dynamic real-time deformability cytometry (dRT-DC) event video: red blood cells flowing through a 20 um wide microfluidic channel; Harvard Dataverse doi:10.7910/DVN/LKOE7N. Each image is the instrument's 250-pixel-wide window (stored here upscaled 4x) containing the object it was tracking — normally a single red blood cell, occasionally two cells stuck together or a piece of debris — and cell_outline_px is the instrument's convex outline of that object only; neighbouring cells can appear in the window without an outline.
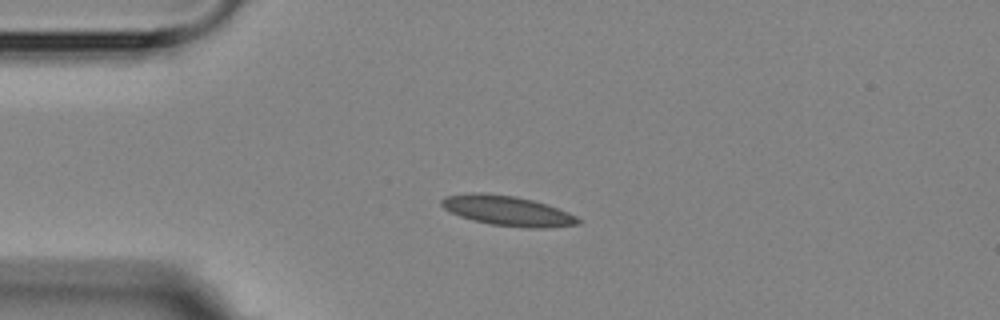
{"species": "Egyptian fruit bat (a non-hibernating species)", "species_latin": "Rousettus aegyptiacus", "temperature_condition": "room temperature", "stored_images_in_passage": 6, "camera_frame_rate_fps": 3000, "um_per_image_px": 0.085, "animal": {"sex": "female"}, "frame": {"image": 1, "passage_image": 3, "time_ms": 2.333, "image_size_px": [1000, 320], "cell_outline_px": [[580, 224], [552, 228], [528, 228], [492, 224], [472, 220], [460, 216], [444, 208], [440, 204], [440, 200], [444, 196], [476, 192], [480, 192], [512, 196], [532, 200], [548, 204], [568, 212], [576, 216], [580, 220]], "centroid_in_image_um": [43.16, 17.92], "position_along_channel_um": 41.8, "area_um2": 23.81}}
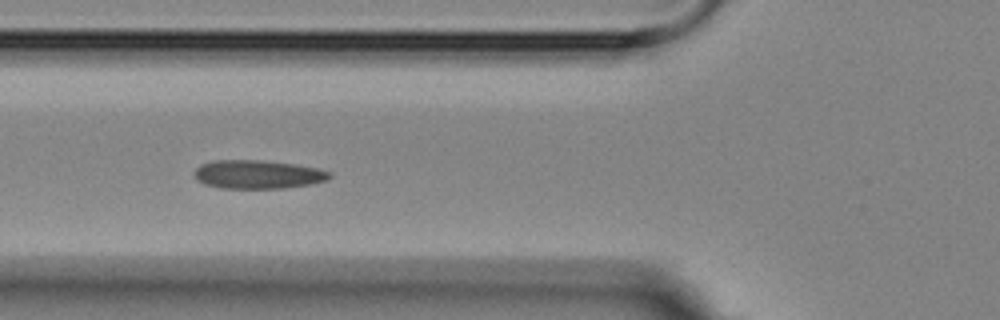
{"frame": {"image": 2, "passage_image": 5, "time_ms": 4.667, "image_size_px": [1000, 320], "cell_outline_px": [[332, 176], [328, 180], [312, 184], [284, 188], [220, 188], [204, 184], [196, 180], [192, 172], [200, 164], [212, 160], [264, 160], [296, 164], [320, 168], [332, 172]], "centroid_in_image_um": [21.92, 14.82], "position_along_channel_um": 103.9, "area_um2": 23.0}}
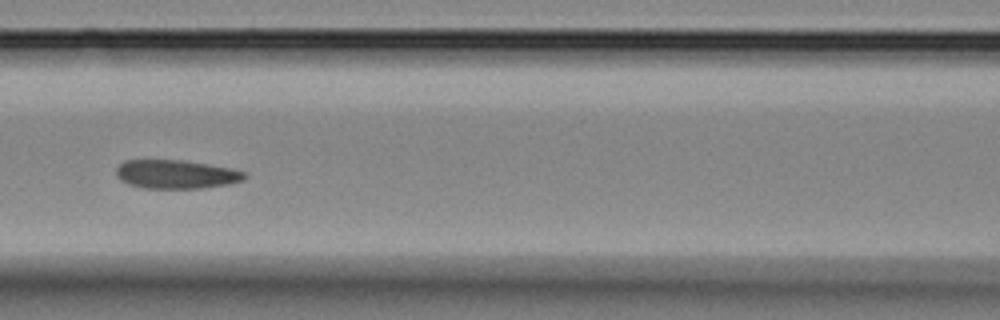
{"frame": {"image": 3, "passage_image": 6, "time_ms": 6.0, "image_size_px": [1000, 320], "cell_outline_px": [[248, 176], [244, 180], [232, 184], [204, 188], [140, 188], [128, 184], [120, 180], [116, 176], [116, 168], [124, 160], [184, 160], [208, 164], [228, 168], [244, 172]], "centroid_in_image_um": [14.96, 14.82], "position_along_channel_um": 151.6, "area_um2": 21.68}}